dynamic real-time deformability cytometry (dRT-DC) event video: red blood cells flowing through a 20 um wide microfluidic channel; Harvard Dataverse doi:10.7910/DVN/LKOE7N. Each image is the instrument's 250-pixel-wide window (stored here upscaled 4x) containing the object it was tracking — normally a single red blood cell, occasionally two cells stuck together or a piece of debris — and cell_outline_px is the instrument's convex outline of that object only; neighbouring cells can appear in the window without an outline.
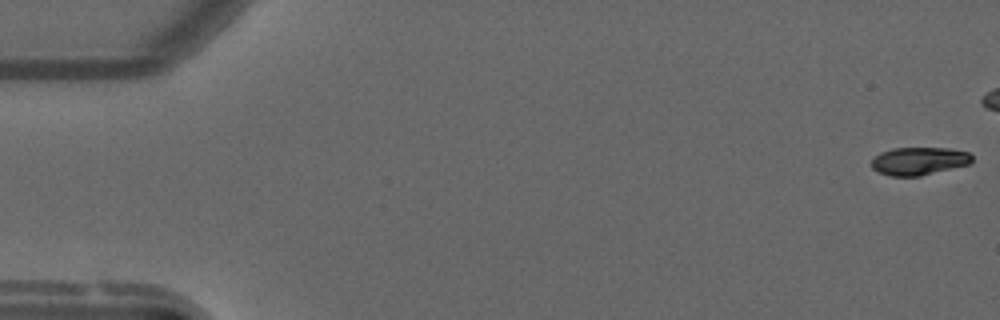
{"species": "common noctule bat (a hibernating species)", "species_latin": "Nyctalus noctula", "temperature_condition": "warm", "stored_images_in_passage": 45, "camera_frame_rate_fps": 3000, "um_per_image_px": 0.085, "animal": {"sex": "male", "forearm_length_mm": 52.5}, "frame": {"image": 1, "passage_image": 1, "time_ms": 0.0, "image_size_px": [1000, 320], "cell_outline_px": [[972, 160], [968, 164], [920, 176], [892, 176], [880, 172], [872, 168], [872, 160], [880, 152], [892, 148], [948, 148], [968, 152], [972, 156]], "centroid_in_image_um": [78.1, 13.68], "position_along_channel_um": 6.9, "area_um2": 16.13}}
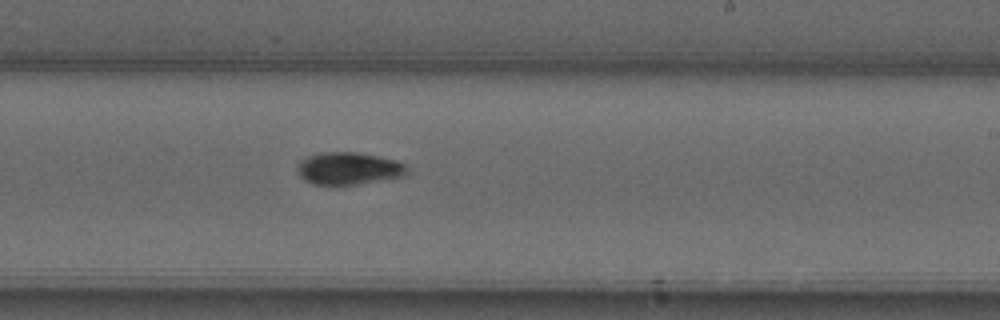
{"frame": {"image": 2, "passage_image": 33, "time_ms": 10.667, "image_size_px": [1000, 320], "cell_outline_px": [[408, 172], [404, 176], [336, 188], [332, 188], [312, 184], [304, 180], [300, 176], [296, 168], [308, 156], [324, 152], [356, 152], [396, 160], [404, 164], [408, 168]], "centroid_in_image_um": [29.62, 14.37], "position_along_channel_um": 259.4, "area_um2": 21.15}}
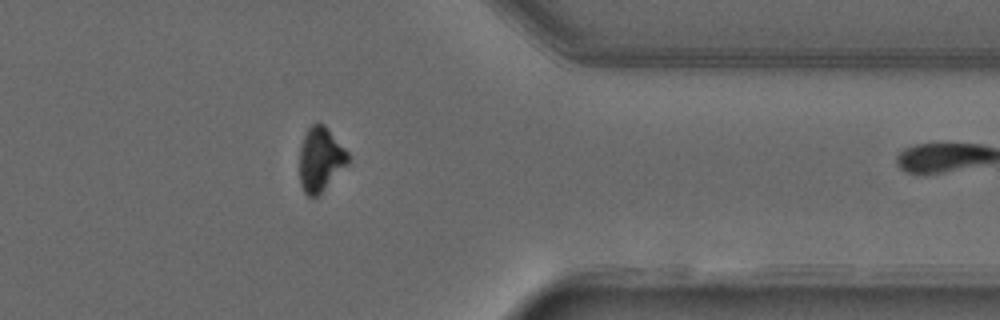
{"frame": {"image": 3, "passage_image": 44, "time_ms": 14.333, "image_size_px": [1000, 320], "cell_outline_px": [[348, 164], [320, 196], [308, 196], [304, 192], [300, 184], [300, 148], [304, 136], [308, 128], [312, 124], [324, 124], [328, 128], [348, 152]], "centroid_in_image_um": [27.25, 13.58], "position_along_channel_um": 384.2, "area_um2": 18.26}}